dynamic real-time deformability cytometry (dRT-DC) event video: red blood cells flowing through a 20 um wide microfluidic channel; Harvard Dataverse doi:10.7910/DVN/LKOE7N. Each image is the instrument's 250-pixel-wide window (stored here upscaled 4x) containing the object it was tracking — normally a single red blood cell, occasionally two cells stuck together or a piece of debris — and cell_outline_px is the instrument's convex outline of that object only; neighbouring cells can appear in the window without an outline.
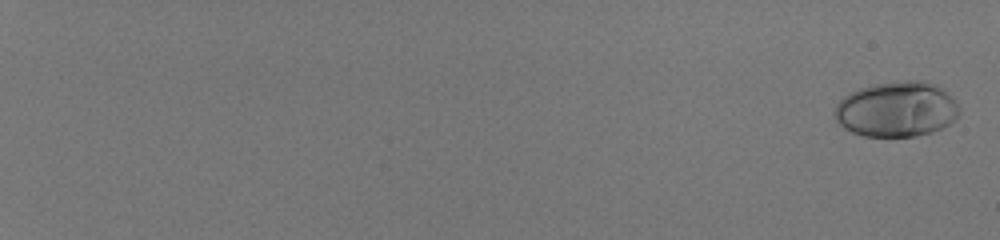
{"species": "human", "species_latin": "Homo sapiens", "temperature_condition": "room temperature", "stored_images_in_passage": 57, "camera_frame_rate_fps": 3000, "um_per_image_px": 0.085, "donor": {"sex": "male"}, "frame": {"image": 1, "passage_image": 2, "time_ms": 0.333, "image_size_px": [1000, 240], "cell_outline_px": [[960, 112], [948, 124], [932, 132], [916, 136], [864, 136], [852, 132], [844, 128], [836, 120], [832, 112], [836, 104], [844, 96], [860, 88], [872, 84], [904, 80], [920, 80], [932, 84], [940, 88], [960, 108]], "centroid_in_image_um": [76.15, 9.29], "position_along_channel_um": 8.9, "area_um2": 39.82}}
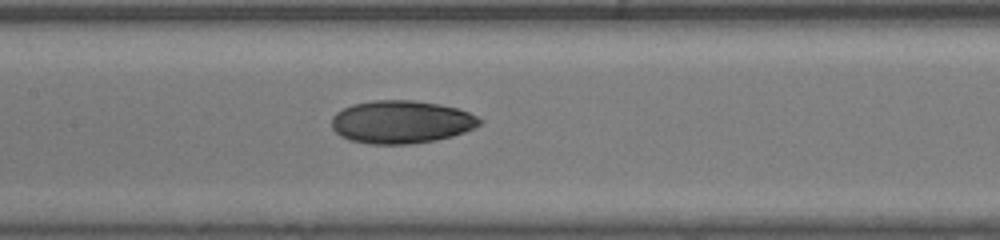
{"frame": {"image": 2, "passage_image": 35, "time_ms": 11.333, "image_size_px": [1000, 240], "cell_outline_px": [[484, 120], [480, 124], [464, 132], [452, 136], [436, 140], [408, 144], [372, 144], [352, 140], [340, 136], [332, 128], [332, 116], [336, 112], [352, 104], [372, 100], [416, 100], [440, 104], [456, 108], [468, 112]], "centroid_in_image_um": [34.1, 10.35], "position_along_channel_um": 173.3, "area_um2": 36.99}}
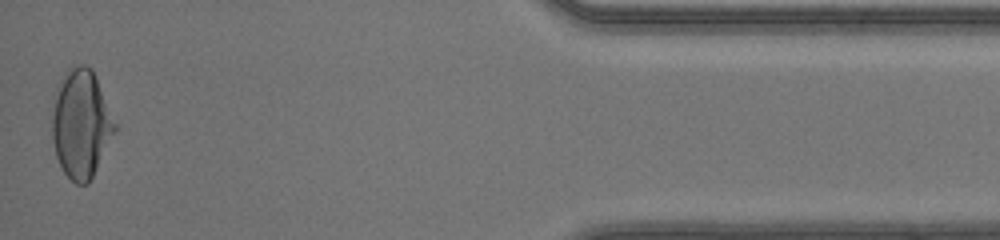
{"frame": {"image": 3, "passage_image": 57, "time_ms": 18.667, "image_size_px": [1000, 240], "cell_outline_px": [[116, 132], [88, 184], [76, 184], [64, 172], [56, 156], [52, 136], [52, 96], [64, 72], [72, 64], [84, 64], [92, 68], [116, 124]], "centroid_in_image_um": [6.86, 10.48], "position_along_channel_um": 428.3, "area_um2": 39.82}, "authors_computed_cell_mechanics": {"area_um2": 36.9342, "velocity_mm_per_s": 4.1628, "shape_relaxation_time_tau1_ms": 6.4367, "shape_relaxation_time_tau2_ms": 1.6861, "deformation_change_tau1": 0.2118, "deformation_change_tau2": 0.0485}}